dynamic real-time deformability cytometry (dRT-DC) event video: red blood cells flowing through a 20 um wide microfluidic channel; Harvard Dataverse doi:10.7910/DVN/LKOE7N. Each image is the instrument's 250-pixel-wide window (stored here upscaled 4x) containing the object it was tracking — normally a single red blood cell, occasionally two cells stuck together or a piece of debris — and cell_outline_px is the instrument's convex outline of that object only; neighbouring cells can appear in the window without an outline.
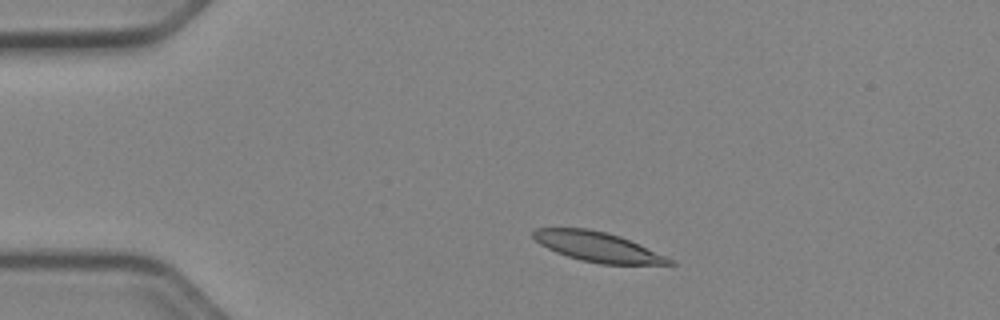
{"species": "Egyptian fruit bat (a non-hibernating species)", "species_latin": "Rousettus aegyptiacus", "temperature_condition": "cold", "stored_images_in_passage": 42, "camera_frame_rate_fps": 3000, "um_per_image_px": 0.085, "animal": {"sex": "female"}, "frame": {"image": 1, "passage_image": 1, "time_ms": 0.0, "image_size_px": [1000, 320], "cell_outline_px": [[676, 264], [600, 264], [580, 260], [556, 252], [540, 244], [532, 236], [532, 232], [536, 228], [588, 228], [608, 232], [620, 236], [664, 256], [672, 260]], "centroid_in_image_um": [50.74, 20.97], "position_along_channel_um": 34.3, "area_um2": 23.24}}
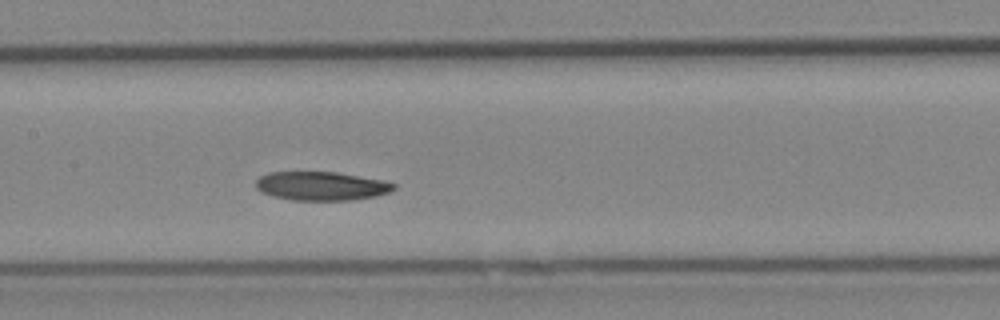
{"frame": {"image": 2, "passage_image": 16, "time_ms": 5.0, "image_size_px": [1000, 320], "cell_outline_px": [[396, 188], [388, 192], [376, 196], [352, 200], [292, 200], [272, 196], [260, 192], [256, 188], [256, 180], [260, 176], [268, 172], [336, 172], [384, 180], [396, 184]], "centroid_in_image_um": [27.3, 15.81], "position_along_channel_um": 180.1, "area_um2": 23.24}}
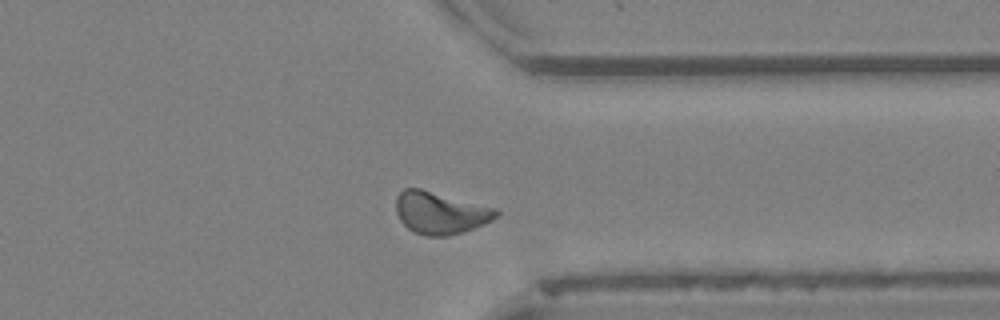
{"frame": {"image": 3, "passage_image": 31, "time_ms": 10.0, "image_size_px": [1000, 320], "cell_outline_px": [[500, 212], [492, 220], [484, 224], [448, 236], [424, 236], [408, 228], [400, 220], [396, 212], [396, 196], [404, 188], [420, 188], [496, 208]], "centroid_in_image_um": [37.4, 18.08], "position_along_channel_um": 374.0, "area_um2": 24.45}, "authors_computed_cell_mechanics": {"area_um2": 23.7558, "velocity_mm_per_s": 3.8959, "shape_relaxation_time_tau1_ms": 5.7601, "shape_relaxation_time_tau2_ms": null, "deformation_change_tau1": 0.1168, "deformation_change_tau2": null}}